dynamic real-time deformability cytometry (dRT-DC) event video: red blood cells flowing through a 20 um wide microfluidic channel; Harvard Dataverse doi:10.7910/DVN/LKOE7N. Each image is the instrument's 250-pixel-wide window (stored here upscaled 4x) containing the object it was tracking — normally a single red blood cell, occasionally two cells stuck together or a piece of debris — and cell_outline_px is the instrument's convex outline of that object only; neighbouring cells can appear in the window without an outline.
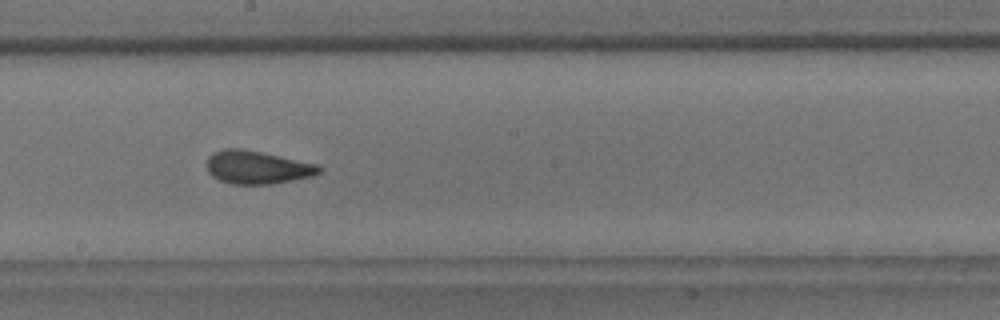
{"species": "common noctule bat (a hibernating species)", "species_latin": "Nyctalus noctula", "temperature_condition": "room temperature", "stored_images_in_passage": 19, "camera_frame_rate_fps": 3000, "um_per_image_px": 0.085, "animal": {"sex": "male", "body_mass_g": 18.8}, "frame": {"image": 1, "passage_image": 16, "time_ms": 5.0, "image_size_px": [1000, 320], "cell_outline_px": [[324, 168], [320, 172], [312, 176], [272, 184], [232, 184], [220, 180], [212, 176], [208, 172], [208, 156], [212, 152], [224, 148], [240, 148], [320, 164]], "centroid_in_image_um": [21.88, 14.22], "position_along_channel_um": 226.3, "area_um2": 21.73}}